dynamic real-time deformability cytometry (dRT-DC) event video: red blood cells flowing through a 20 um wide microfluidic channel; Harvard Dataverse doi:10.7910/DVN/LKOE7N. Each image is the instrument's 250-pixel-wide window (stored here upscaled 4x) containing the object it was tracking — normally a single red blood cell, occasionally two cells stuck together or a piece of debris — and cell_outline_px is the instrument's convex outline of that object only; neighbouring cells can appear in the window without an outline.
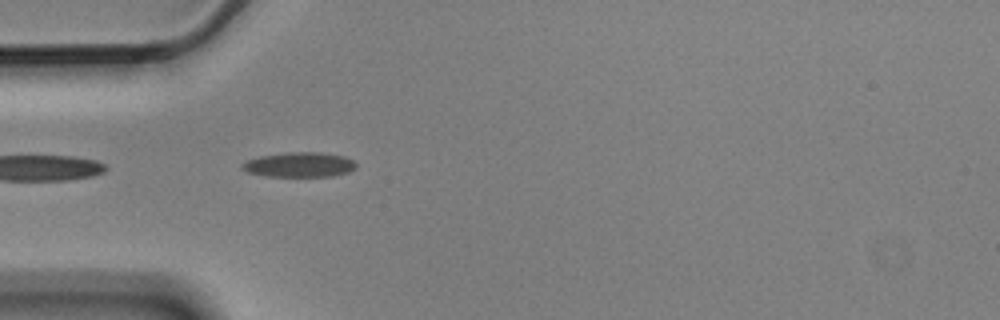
{"species": "Egyptian fruit bat (a non-hibernating species)", "species_latin": "Rousettus aegyptiacus", "temperature_condition": "cold", "stored_images_in_passage": 3, "camera_frame_rate_fps": 3000, "um_per_image_px": 0.085, "animal": {"sex": "male"}, "frame": {"image": 1, "passage_image": 1, "time_ms": 0.0, "image_size_px": [1000, 320], "cell_outline_px": [[356, 168], [348, 172], [332, 176], [264, 176], [248, 172], [240, 168], [240, 164], [248, 160], [260, 156], [288, 152], [320, 152], [344, 156], [352, 160], [356, 164]], "centroid_in_image_um": [25.43, 13.99], "position_along_channel_um": 59.6, "area_um2": 16.47}}
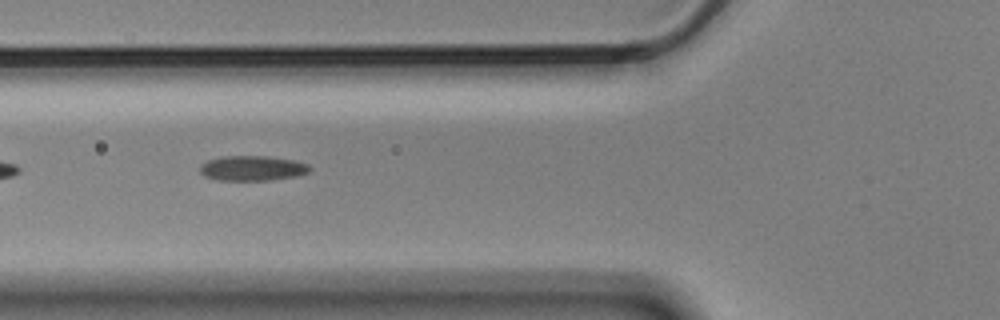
{"frame": {"image": 2, "passage_image": 2, "time_ms": 0.333, "image_size_px": [1000, 320], "cell_outline_px": [[312, 168], [308, 172], [296, 176], [268, 180], [220, 180], [204, 176], [200, 172], [200, 164], [208, 160], [220, 156], [268, 156], [292, 160], [308, 164]], "centroid_in_image_um": [21.43, 14.29], "position_along_channel_um": 104.4, "area_um2": 15.95}}
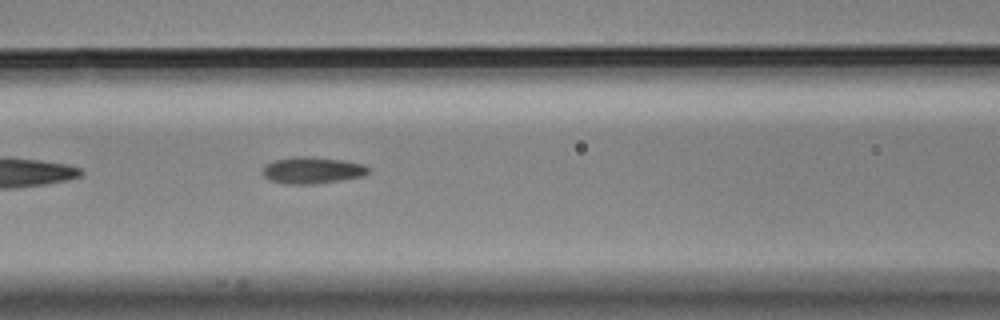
{"frame": {"image": 3, "passage_image": 3, "time_ms": 0.667, "image_size_px": [1000, 320], "cell_outline_px": [[368, 172], [364, 176], [340, 180], [312, 184], [284, 184], [268, 180], [264, 176], [264, 168], [268, 164], [276, 160], [340, 160], [364, 164], [368, 168]], "centroid_in_image_um": [26.58, 14.55], "position_along_channel_um": 140.0, "area_um2": 15.09}}